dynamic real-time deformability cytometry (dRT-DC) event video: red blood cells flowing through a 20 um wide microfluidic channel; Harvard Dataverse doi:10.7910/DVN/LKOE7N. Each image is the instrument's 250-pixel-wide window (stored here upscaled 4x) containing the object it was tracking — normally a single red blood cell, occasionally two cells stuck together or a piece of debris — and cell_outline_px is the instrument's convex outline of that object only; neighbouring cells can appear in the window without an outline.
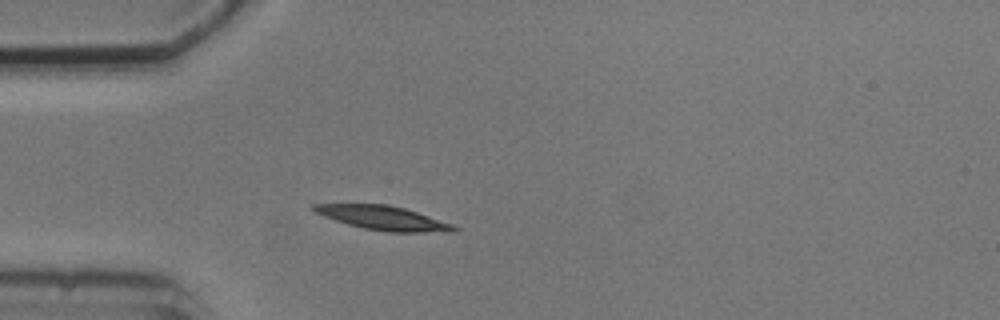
{"species": "common noctule bat (a hibernating species)", "species_latin": "Nyctalus noctula", "temperature_condition": "cold", "stored_images_in_passage": 3, "camera_frame_rate_fps": 3000, "um_per_image_px": 0.085, "animal": {"sex": "male", "body_mass_g": 20.5, "forearm_length_mm": 52.5}, "frame": {"image": 1, "passage_image": 3, "time_ms": 2.333, "image_size_px": [1000, 320], "cell_outline_px": [[460, 228], [456, 232], [384, 232], [364, 228], [348, 224], [324, 216], [308, 208], [312, 204], [388, 204], [404, 208], [452, 224]], "centroid_in_image_um": [32.57, 18.53], "position_along_channel_um": 52.4, "area_um2": 19.59}}